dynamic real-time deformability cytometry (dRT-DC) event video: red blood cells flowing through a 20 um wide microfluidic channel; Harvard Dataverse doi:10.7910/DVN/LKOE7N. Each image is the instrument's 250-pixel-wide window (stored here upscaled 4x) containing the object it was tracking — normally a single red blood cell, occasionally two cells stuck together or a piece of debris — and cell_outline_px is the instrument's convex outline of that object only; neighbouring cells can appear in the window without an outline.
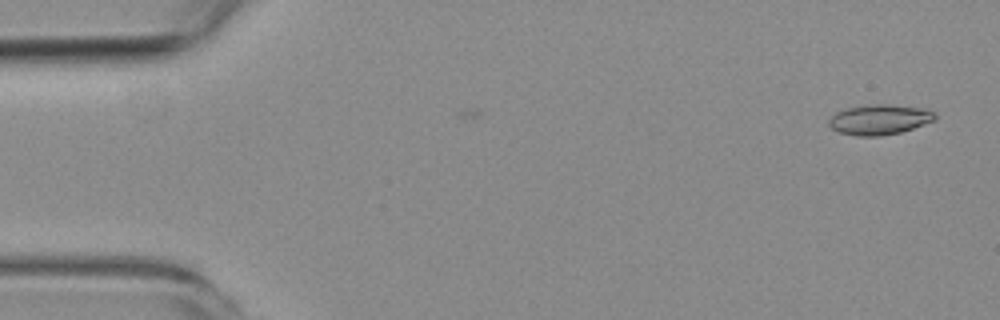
{"species": "common noctule bat (a hibernating species)", "species_latin": "Nyctalus noctula", "temperature_condition": "room temperature", "stored_images_in_passage": 2, "camera_frame_rate_fps": 3000, "um_per_image_px": 0.085, "animal": {"sex": "female", "body_mass_g": 19.3, "forearm_length_mm": 54.1}, "frame": {"image": 1, "passage_image": 1, "time_ms": 0.0, "image_size_px": [1000, 320], "cell_outline_px": [[936, 120], [900, 132], [880, 136], [856, 136], [840, 132], [832, 128], [828, 124], [828, 120], [836, 112], [848, 108], [868, 104], [888, 104], [928, 108], [936, 112]], "centroid_in_image_um": [74.79, 10.15], "position_along_channel_um": 10.2, "area_um2": 18.79}}